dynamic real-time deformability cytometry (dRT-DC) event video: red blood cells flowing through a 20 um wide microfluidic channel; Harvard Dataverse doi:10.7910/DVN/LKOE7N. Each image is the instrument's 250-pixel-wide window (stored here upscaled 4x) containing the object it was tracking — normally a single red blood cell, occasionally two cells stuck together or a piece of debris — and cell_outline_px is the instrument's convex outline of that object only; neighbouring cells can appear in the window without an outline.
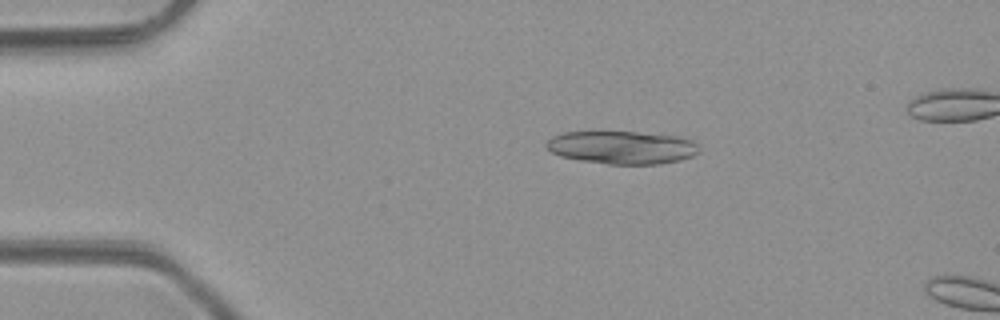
{"species": "common noctule bat (a hibernating species)", "species_latin": "Nyctalus noctula", "temperature_condition": "room temperature", "stored_images_in_passage": 4, "camera_frame_rate_fps": 3000, "um_per_image_px": 0.085, "animal": {"sex": "male", "body_mass_g": 23.1, "forearm_length_mm": 52.7}, "frame": {"image": 1, "passage_image": 3, "time_ms": 2.333, "image_size_px": [1000, 320], "cell_outline_px": [[700, 152], [692, 156], [680, 160], [660, 164], [608, 164], [580, 160], [560, 156], [544, 148], [544, 144], [552, 136], [564, 132], [600, 128], [676, 136], [692, 140], [700, 148]], "centroid_in_image_um": [52.79, 12.48], "position_along_channel_um": 32.2, "area_um2": 30.52}}